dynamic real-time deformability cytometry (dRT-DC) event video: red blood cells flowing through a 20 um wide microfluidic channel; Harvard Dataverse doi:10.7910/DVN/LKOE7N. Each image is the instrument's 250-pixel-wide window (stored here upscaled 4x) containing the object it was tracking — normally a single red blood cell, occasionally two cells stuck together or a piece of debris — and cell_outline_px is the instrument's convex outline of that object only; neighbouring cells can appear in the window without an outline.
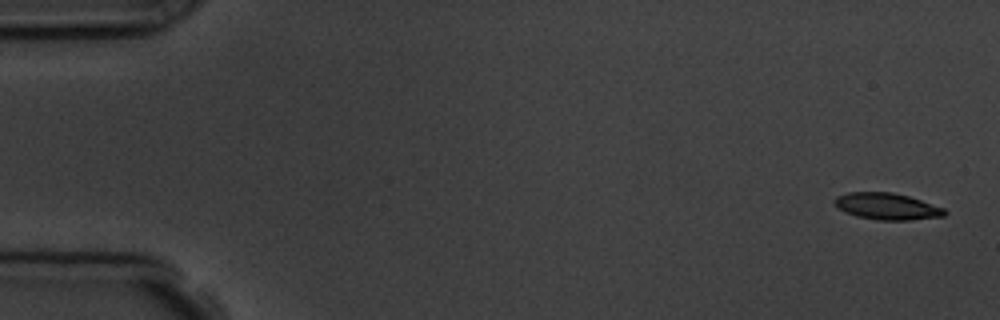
{"species": "common noctule bat (a hibernating species)", "species_latin": "Nyctalus noctula", "temperature_condition": "room temperature", "stored_images_in_passage": 5, "camera_frame_rate_fps": 3000, "um_per_image_px": 0.085, "animal": {"sex": "male", "body_mass_g": 19.5, "forearm_length_mm": 54.6}, "frame": {"image": 1, "passage_image": 1, "time_ms": 0.0, "image_size_px": [1000, 320], "cell_outline_px": [[948, 212], [944, 216], [912, 220], [876, 220], [856, 216], [844, 212], [836, 208], [832, 200], [836, 196], [848, 192], [892, 192], [908, 196], [944, 208]], "centroid_in_image_um": [75.34, 17.54], "position_along_channel_um": 9.7, "area_um2": 17.28}}
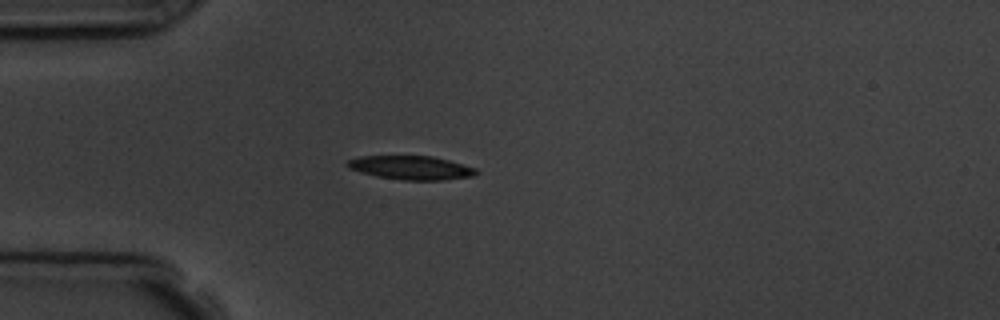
{"frame": {"image": 2, "passage_image": 4, "time_ms": 4.333, "image_size_px": [1000, 320], "cell_outline_px": [[480, 172], [472, 176], [440, 180], [400, 180], [376, 176], [348, 168], [344, 164], [348, 160], [360, 156], [432, 156], [448, 160], [476, 168]], "centroid_in_image_um": [34.92, 14.25], "position_along_channel_um": 50.1, "area_um2": 17.8}}